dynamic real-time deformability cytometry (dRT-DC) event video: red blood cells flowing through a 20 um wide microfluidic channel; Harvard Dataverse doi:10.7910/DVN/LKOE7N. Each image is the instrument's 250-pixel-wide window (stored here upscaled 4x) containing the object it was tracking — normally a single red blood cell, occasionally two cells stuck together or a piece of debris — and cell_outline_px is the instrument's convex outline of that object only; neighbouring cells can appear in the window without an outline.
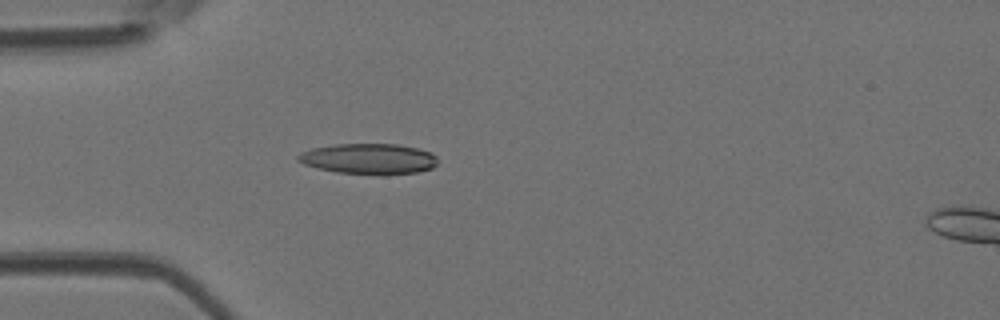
{"species": "Egyptian fruit bat (a non-hibernating species)", "species_latin": "Rousettus aegyptiacus", "temperature_condition": "room temperature", "stored_images_in_passage": 48, "camera_frame_rate_fps": 3000, "um_per_image_px": 0.085, "animal": {"sex": "female"}, "frame": {"image": 1, "passage_image": 14, "time_ms": 4.333, "image_size_px": [1000, 320], "cell_outline_px": [[436, 164], [432, 168], [416, 172], [380, 176], [336, 172], [304, 164], [296, 160], [296, 156], [300, 152], [312, 148], [336, 144], [396, 144], [416, 148], [432, 152], [436, 156]], "centroid_in_image_um": [31.34, 13.51], "position_along_channel_um": 53.7, "area_um2": 25.14}}
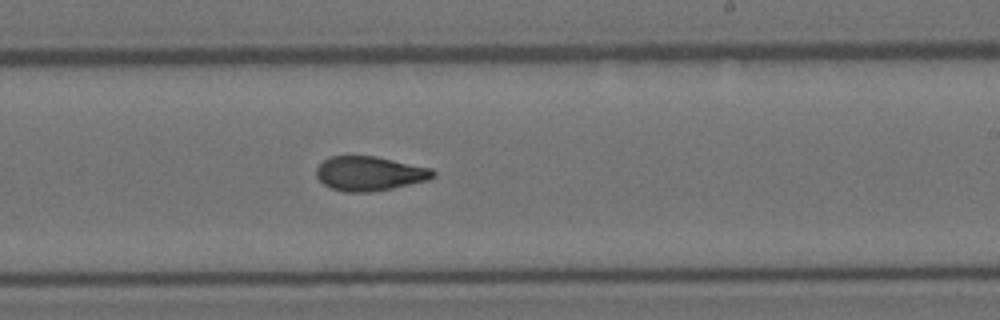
{"frame": {"image": 2, "passage_image": 29, "time_ms": 9.333, "image_size_px": [1000, 320], "cell_outline_px": [[436, 176], [428, 180], [392, 188], [372, 192], [344, 192], [332, 188], [324, 184], [316, 176], [316, 168], [328, 156], [376, 156], [432, 168], [436, 172]], "centroid_in_image_um": [31.43, 14.74], "position_along_channel_um": 257.6, "area_um2": 23.47}}
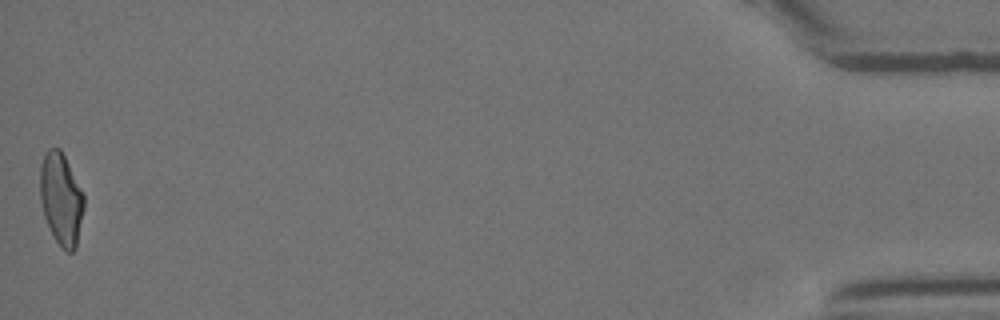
{"frame": {"image": 3, "passage_image": 48, "time_ms": 15.667, "image_size_px": [1000, 320], "cell_outline_px": [[84, 208], [76, 248], [72, 252], [64, 252], [56, 240], [44, 216], [40, 200], [40, 164], [44, 152], [48, 148], [60, 148], [84, 196]], "centroid_in_image_um": [5.18, 16.91], "position_along_channel_um": 430.0, "area_um2": 23.41}, "authors_computed_cell_mechanics": {"area_um2": 23.5824, "velocity_mm_per_s": 4.2397, "shape_relaxation_time_tau1_ms": 5.6488, "shape_relaxation_time_tau2_ms": 2.5276, "deformation_change_tau1": 0.2025, "deformation_change_tau2": 0.0992}}